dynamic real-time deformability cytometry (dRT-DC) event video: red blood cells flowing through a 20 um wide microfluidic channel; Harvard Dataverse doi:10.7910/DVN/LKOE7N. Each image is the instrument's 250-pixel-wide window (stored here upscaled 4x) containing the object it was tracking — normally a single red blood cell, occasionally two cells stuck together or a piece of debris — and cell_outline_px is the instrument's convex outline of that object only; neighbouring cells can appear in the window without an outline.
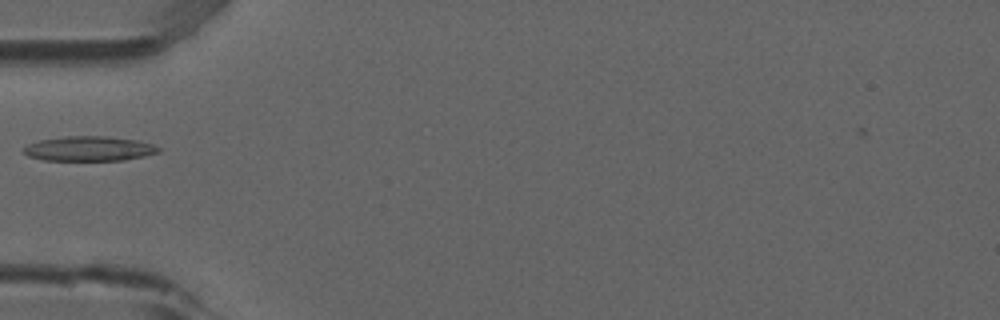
{"species": "common noctule bat (a hibernating species)", "species_latin": "Nyctalus noctula", "temperature_condition": "room temperature", "stored_images_in_passage": 2, "camera_frame_rate_fps": 3000, "um_per_image_px": 0.085, "animal": {"sex": "male", "forearm_length_mm": 52.5}, "frame": {"image": 1, "passage_image": 2, "time_ms": 0.333, "image_size_px": [1000, 320], "cell_outline_px": [[160, 152], [144, 156], [124, 160], [44, 160], [28, 156], [24, 152], [24, 148], [28, 144], [40, 140], [68, 136], [108, 136], [136, 140], [152, 144], [160, 148]], "centroid_in_image_um": [7.59, 12.63], "position_along_channel_um": 77.4, "area_um2": 19.31}}